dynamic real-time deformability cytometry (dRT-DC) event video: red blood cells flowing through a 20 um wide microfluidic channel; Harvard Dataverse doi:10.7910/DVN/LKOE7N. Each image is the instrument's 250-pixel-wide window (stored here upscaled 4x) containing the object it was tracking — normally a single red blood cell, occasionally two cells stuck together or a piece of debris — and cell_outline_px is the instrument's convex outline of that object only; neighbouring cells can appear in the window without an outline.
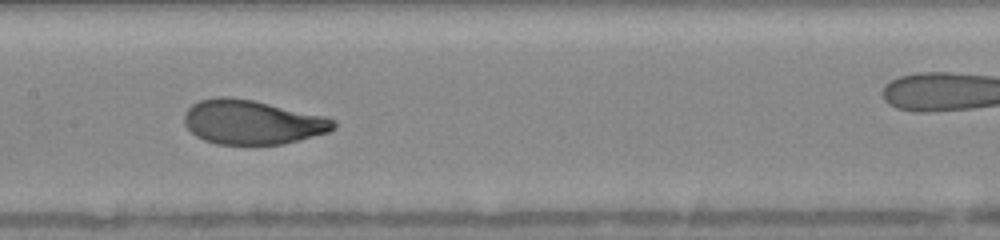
{"species": "human", "species_latin": "Homo sapiens", "temperature_condition": "warm", "stored_images_in_passage": 31, "camera_frame_rate_fps": 3000, "um_per_image_px": 0.085, "donor": {"sex": "female"}, "frame": {"image": 1, "passage_image": 30, "time_ms": 7.667, "image_size_px": [1000, 240], "cell_outline_px": [[336, 128], [328, 132], [300, 140], [284, 144], [216, 144], [204, 140], [196, 136], [184, 124], [184, 112], [192, 104], [200, 100], [216, 96], [232, 96], [252, 100], [328, 116], [336, 120]], "centroid_in_image_um": [21.45, 10.37], "position_along_channel_um": 185.9, "area_um2": 38.9}}